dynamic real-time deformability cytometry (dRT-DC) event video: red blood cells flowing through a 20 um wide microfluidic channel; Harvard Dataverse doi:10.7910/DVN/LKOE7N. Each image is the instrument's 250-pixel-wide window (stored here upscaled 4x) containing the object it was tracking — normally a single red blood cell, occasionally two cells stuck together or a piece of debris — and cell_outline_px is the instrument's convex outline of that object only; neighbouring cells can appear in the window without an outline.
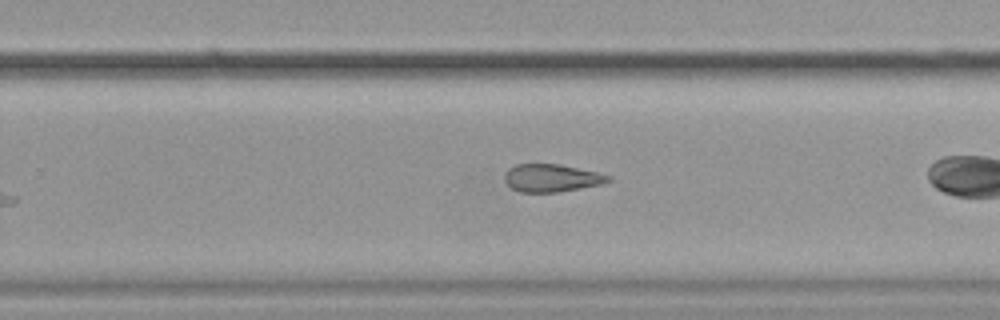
{"species": "common noctule bat (a hibernating species)", "species_latin": "Nyctalus noctula", "temperature_condition": "cold", "stored_images_in_passage": 9, "camera_frame_rate_fps": 3000, "um_per_image_px": 0.085, "animal": {"sex": "female", "body_mass_g": 19.9}, "frame": {"image": 1, "passage_image": 9, "time_ms": 9.333, "image_size_px": [1000, 320], "cell_outline_px": [[612, 180], [604, 184], [556, 192], [520, 192], [512, 188], [504, 180], [504, 172], [508, 168], [516, 164], [560, 164], [596, 172], [612, 176]], "centroid_in_image_um": [46.88, 15.12], "position_along_channel_um": 282.9, "area_um2": 16.82}}